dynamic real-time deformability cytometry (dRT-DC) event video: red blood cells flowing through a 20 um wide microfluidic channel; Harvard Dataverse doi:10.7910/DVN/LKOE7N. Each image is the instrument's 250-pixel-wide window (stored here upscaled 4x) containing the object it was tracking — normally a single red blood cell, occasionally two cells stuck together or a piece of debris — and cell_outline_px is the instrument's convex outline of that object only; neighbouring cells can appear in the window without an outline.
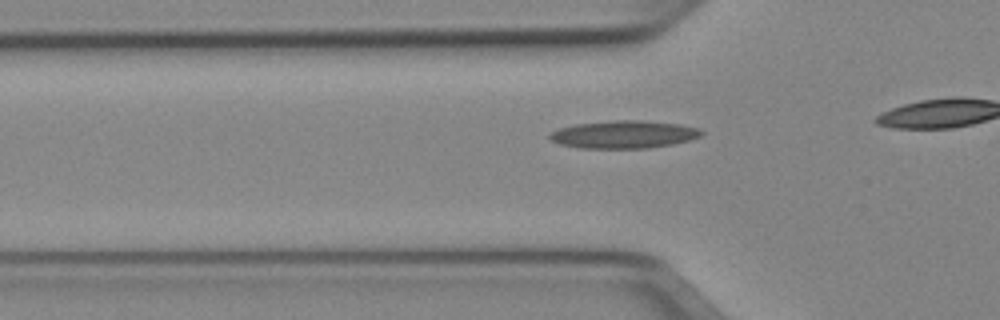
{"species": "Egyptian fruit bat (a non-hibernating species)", "species_latin": "Rousettus aegyptiacus", "temperature_condition": "cold", "stored_images_in_passage": 37, "camera_frame_rate_fps": 3000, "um_per_image_px": 0.085, "animal": {"sex": "female"}, "frame": {"image": 1, "passage_image": 13, "time_ms": 4.0, "image_size_px": [1000, 320], "cell_outline_px": [[704, 132], [700, 136], [688, 140], [672, 144], [648, 148], [580, 148], [560, 144], [552, 140], [548, 136], [552, 132], [560, 128], [576, 124], [616, 120], [644, 120], [680, 124], [700, 128]], "centroid_in_image_um": [53.05, 11.42], "position_along_channel_um": 72.7, "area_um2": 24.39}}
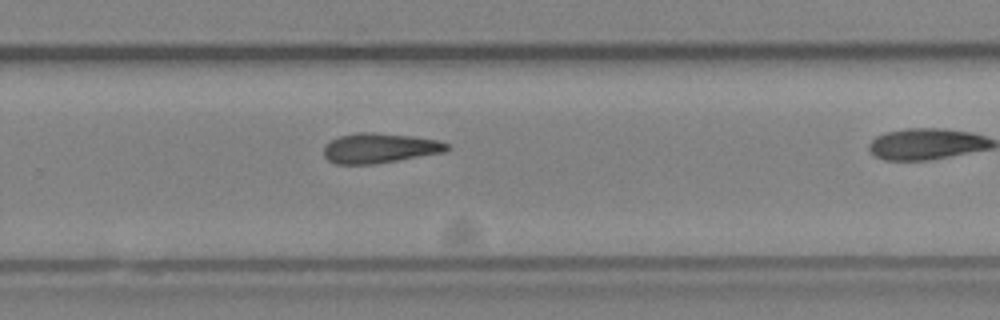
{"frame": {"image": 2, "passage_image": 30, "time_ms": 9.667, "image_size_px": [1000, 320], "cell_outline_px": [[452, 148], [444, 152], [372, 164], [336, 164], [328, 160], [324, 156], [324, 144], [340, 136], [356, 132], [372, 132], [412, 136], [440, 140], [448, 144]], "centroid_in_image_um": [32.27, 12.58], "position_along_channel_um": 297.5, "area_um2": 21.44}}
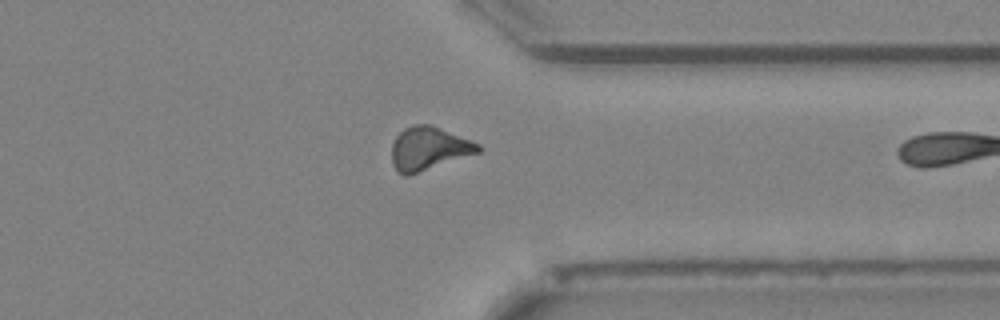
{"frame": {"image": 3, "passage_image": 36, "time_ms": 11.667, "image_size_px": [1000, 320], "cell_outline_px": [[484, 148], [480, 152], [408, 176], [404, 176], [396, 172], [392, 164], [392, 144], [396, 136], [404, 128], [416, 124], [428, 124], [472, 140], [480, 144]], "centroid_in_image_um": [36.44, 12.64], "position_along_channel_um": 375.0, "area_um2": 21.91}}